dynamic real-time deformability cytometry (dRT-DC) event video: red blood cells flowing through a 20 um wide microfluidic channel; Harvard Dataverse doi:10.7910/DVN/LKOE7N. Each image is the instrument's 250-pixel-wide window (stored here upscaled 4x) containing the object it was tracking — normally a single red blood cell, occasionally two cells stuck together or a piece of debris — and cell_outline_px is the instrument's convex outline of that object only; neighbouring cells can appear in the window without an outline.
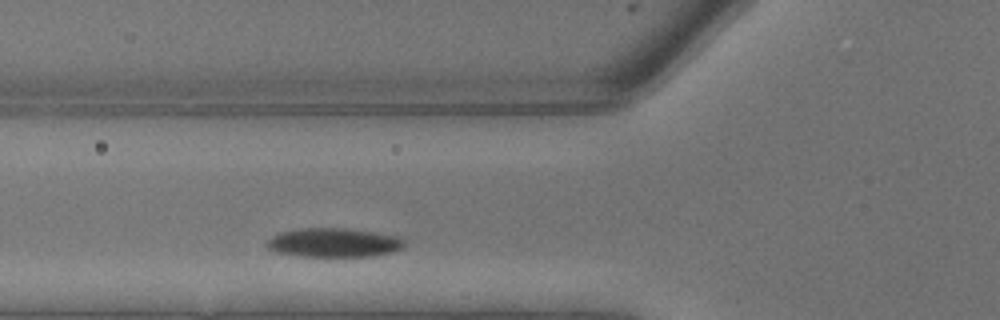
{"species": "common noctule bat (a hibernating species)", "species_latin": "Nyctalus noctula", "temperature_condition": "warm", "stored_images_in_passage": 3, "camera_frame_rate_fps": 3000, "um_per_image_px": 0.085, "animal": {"sex": "male", "body_mass_g": 13.3}, "frame": {"image": 1, "passage_image": 3, "time_ms": 0.667, "image_size_px": [1000, 320], "cell_outline_px": [[404, 248], [392, 252], [372, 256], [296, 256], [276, 252], [268, 248], [268, 240], [272, 236], [280, 232], [300, 228], [344, 228], [400, 236], [404, 240]], "centroid_in_image_um": [28.39, 20.62], "position_along_channel_um": 97.4, "area_um2": 23.24}}